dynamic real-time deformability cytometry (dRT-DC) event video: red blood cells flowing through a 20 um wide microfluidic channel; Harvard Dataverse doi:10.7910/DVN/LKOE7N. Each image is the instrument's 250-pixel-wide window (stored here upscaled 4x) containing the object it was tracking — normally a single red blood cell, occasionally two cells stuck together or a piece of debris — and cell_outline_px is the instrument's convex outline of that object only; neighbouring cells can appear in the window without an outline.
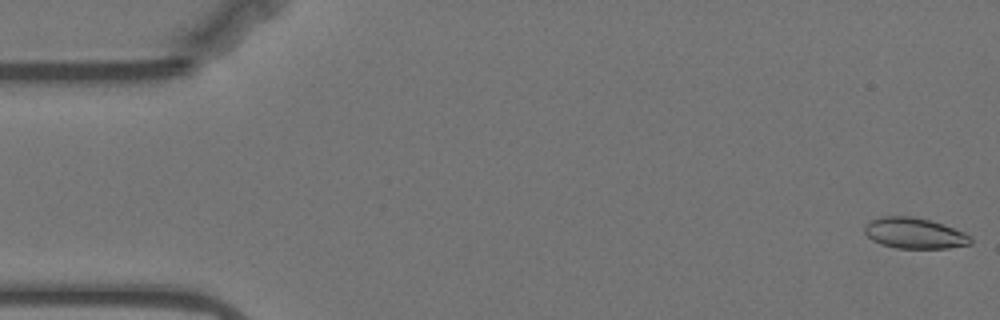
{"species": "Egyptian fruit bat (a non-hibernating species)", "species_latin": "Rousettus aegyptiacus", "temperature_condition": "warm", "stored_images_in_passage": 57, "camera_frame_rate_fps": 3000, "um_per_image_px": 0.085, "animal": {"sex": "female"}, "frame": {"image": 1, "passage_image": 1, "time_ms": 0.0, "image_size_px": [1000, 320], "cell_outline_px": [[972, 244], [948, 248], [896, 248], [880, 244], [872, 240], [864, 232], [864, 228], [872, 220], [884, 216], [912, 216], [932, 220], [944, 224], [964, 232], [972, 236]], "centroid_in_image_um": [77.78, 19.82], "position_along_channel_um": 7.2, "area_um2": 19.13}}
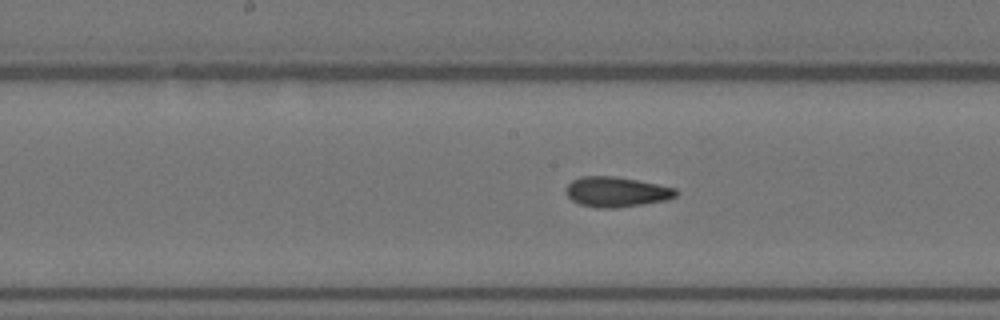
{"frame": {"image": 2, "passage_image": 28, "time_ms": 9.0, "image_size_px": [1000, 320], "cell_outline_px": [[680, 192], [676, 196], [664, 200], [616, 208], [600, 208], [580, 204], [572, 200], [564, 192], [568, 184], [572, 180], [580, 176], [612, 176], [636, 180], [676, 188]], "centroid_in_image_um": [52.36, 16.3], "position_along_channel_um": 195.8, "area_um2": 19.13}}
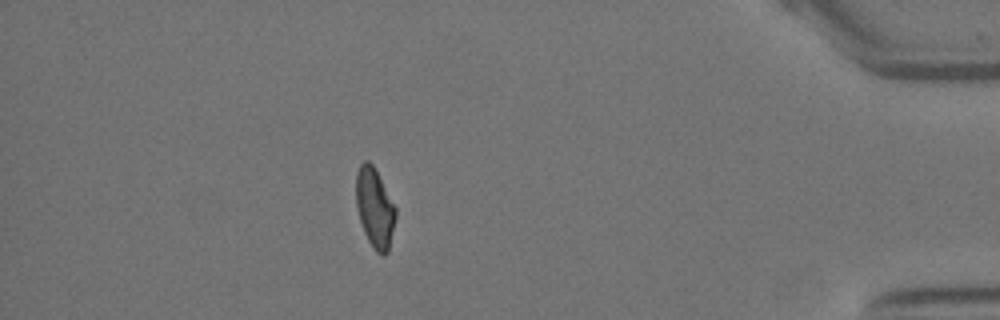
{"frame": {"image": 3, "passage_image": 50, "time_ms": 16.333, "image_size_px": [1000, 320], "cell_outline_px": [[396, 216], [388, 252], [384, 256], [380, 256], [376, 252], [368, 240], [364, 232], [356, 208], [356, 172], [360, 164], [364, 160], [368, 160], [372, 164], [396, 208]], "centroid_in_image_um": [31.84, 17.69], "position_along_channel_um": 403.4, "area_um2": 18.26}, "authors_computed_cell_mechanics": {"area_um2": 18.9006, "velocity_mm_per_s": 3.5247, "shape_relaxation_time_tau1_ms": 6.1076, "shape_relaxation_time_tau2_ms": 2.0835, "deformation_change_tau1": 0.1868, "deformation_change_tau2": 0.0872}}